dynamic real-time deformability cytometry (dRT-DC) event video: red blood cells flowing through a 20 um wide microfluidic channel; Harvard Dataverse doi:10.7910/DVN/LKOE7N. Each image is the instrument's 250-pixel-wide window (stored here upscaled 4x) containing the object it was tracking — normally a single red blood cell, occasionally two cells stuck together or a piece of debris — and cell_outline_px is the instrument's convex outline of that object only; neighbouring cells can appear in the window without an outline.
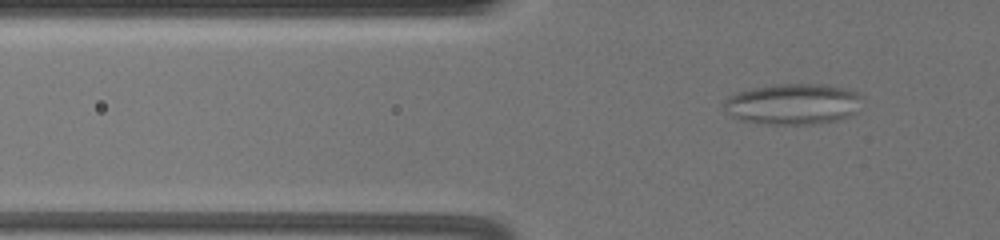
{"species": "common noctule bat (a hibernating species)", "species_latin": "Nyctalus noctula", "temperature_condition": "warm", "stored_images_in_passage": 66, "camera_frame_rate_fps": 3000, "um_per_image_px": 0.085, "animal": {"sex": "female", "body_mass_g": 19.5, "forearm_length_mm": 54.1}, "frame": {"image": 1, "passage_image": 25, "time_ms": 8.0, "image_size_px": [1000, 240], "cell_outline_px": [[860, 96], [856, 112], [848, 116], [836, 120], [812, 124], [764, 124], [740, 120], [732, 116], [724, 108], [724, 100], [740, 92], [752, 88], [776, 84], [828, 84], [856, 92]], "centroid_in_image_um": [67.38, 8.84], "position_along_channel_um": 58.4, "area_um2": 32.54}}
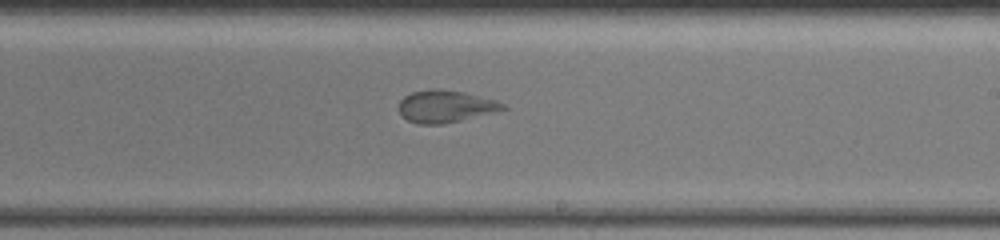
{"frame": {"image": 2, "passage_image": 44, "time_ms": 14.333, "image_size_px": [1000, 240], "cell_outline_px": [[508, 108], [444, 124], [416, 124], [408, 120], [396, 108], [400, 100], [404, 96], [412, 92], [432, 88], [440, 88], [464, 92], [496, 100], [504, 104]], "centroid_in_image_um": [37.81, 9.02], "position_along_channel_um": 251.2, "area_um2": 19.54}}
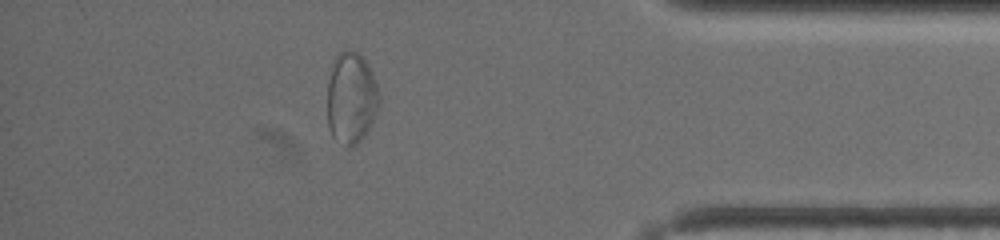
{"frame": {"image": 3, "passage_image": 60, "time_ms": 19.667, "image_size_px": [1000, 240], "cell_outline_px": [[380, 104], [364, 136], [352, 148], [348, 148], [332, 136], [328, 128], [328, 80], [332, 60], [340, 52], [356, 52], [364, 60], [372, 72], [380, 96]], "centroid_in_image_um": [29.84, 8.36], "position_along_channel_um": 405.4, "area_um2": 27.51}}